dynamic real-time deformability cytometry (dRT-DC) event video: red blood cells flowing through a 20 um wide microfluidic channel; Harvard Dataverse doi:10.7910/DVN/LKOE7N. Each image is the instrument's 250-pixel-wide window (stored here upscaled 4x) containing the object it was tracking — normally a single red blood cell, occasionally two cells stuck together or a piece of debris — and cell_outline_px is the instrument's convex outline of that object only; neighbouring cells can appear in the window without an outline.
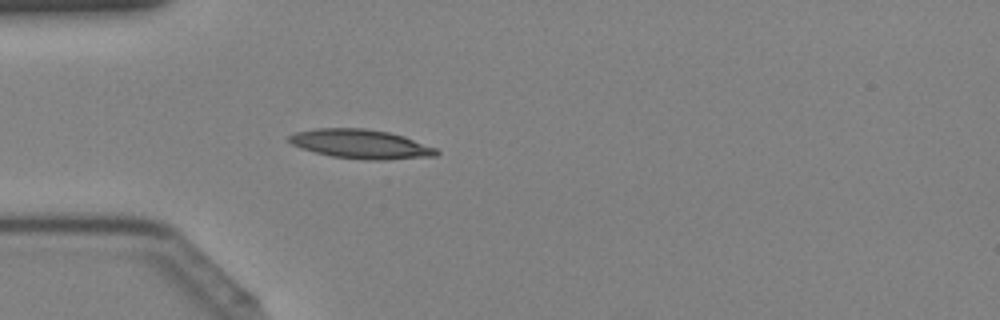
{"species": "Egyptian fruit bat (a non-hibernating species)", "species_latin": "Rousettus aegyptiacus", "temperature_condition": "cold", "stored_images_in_passage": 42, "camera_frame_rate_fps": 3000, "um_per_image_px": 0.085, "animal": {"sex": "female"}, "frame": {"image": 1, "passage_image": 12, "time_ms": 3.667, "image_size_px": [1000, 320], "cell_outline_px": [[440, 152], [436, 156], [384, 160], [368, 160], [332, 156], [300, 148], [292, 144], [288, 140], [288, 136], [296, 132], [316, 128], [364, 128], [388, 132], [404, 136], [436, 148]], "centroid_in_image_um": [30.68, 12.24], "position_along_channel_um": 54.3, "area_um2": 24.97}}
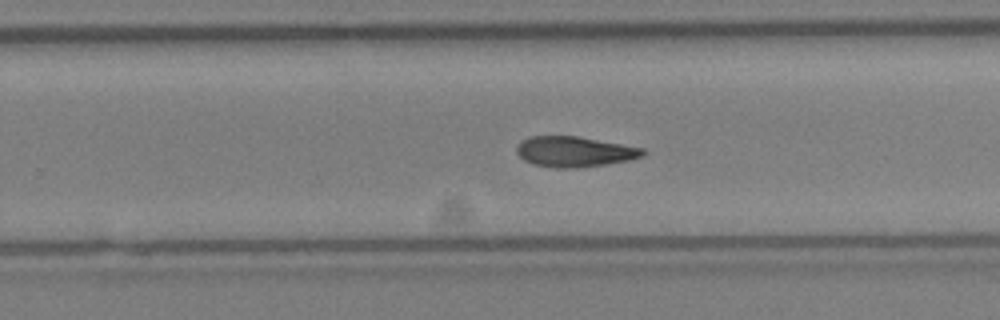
{"frame": {"image": 2, "passage_image": 27, "time_ms": 8.667, "image_size_px": [1000, 320], "cell_outline_px": [[648, 152], [640, 156], [628, 160], [604, 164], [576, 168], [556, 168], [532, 164], [524, 160], [516, 152], [516, 148], [520, 140], [528, 136], [580, 136], [644, 148]], "centroid_in_image_um": [48.8, 12.88], "position_along_channel_um": 281.0, "area_um2": 22.48}}
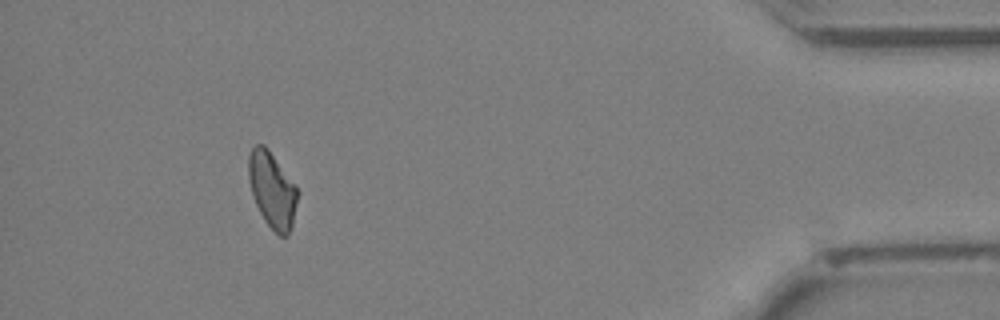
{"frame": {"image": 3, "passage_image": 39, "time_ms": 12.667, "image_size_px": [1000, 320], "cell_outline_px": [[300, 192], [292, 228], [288, 236], [280, 236], [264, 220], [256, 204], [248, 180], [248, 156], [252, 148], [256, 144], [264, 144], [268, 148], [296, 184]], "centroid_in_image_um": [23.17, 16.13], "position_along_channel_um": 412.0, "area_um2": 22.02}}